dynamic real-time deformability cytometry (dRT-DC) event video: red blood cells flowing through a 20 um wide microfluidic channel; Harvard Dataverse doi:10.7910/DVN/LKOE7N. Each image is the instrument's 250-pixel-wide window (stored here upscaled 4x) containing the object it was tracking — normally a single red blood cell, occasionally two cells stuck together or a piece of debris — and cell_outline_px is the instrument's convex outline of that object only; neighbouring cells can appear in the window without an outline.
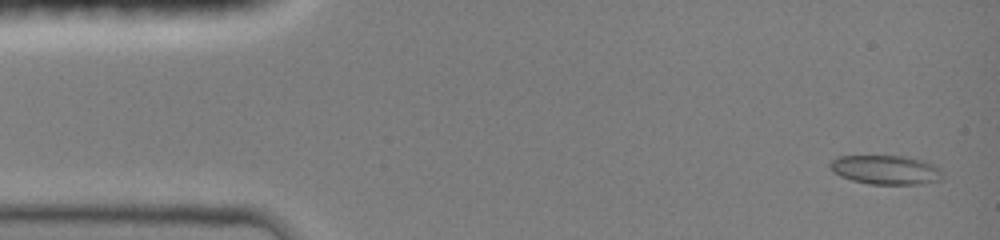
{"species": "common noctule bat (a hibernating species)", "species_latin": "Nyctalus noctula", "temperature_condition": "room temperature", "stored_images_in_passage": 47, "camera_frame_rate_fps": 3000, "um_per_image_px": 0.085, "animal": {"sex": "female", "body_mass_g": 19.0, "forearm_length_mm": 51.5}, "frame": {"image": 1, "passage_image": 2, "time_ms": 0.333, "image_size_px": [1000, 240], "cell_outline_px": [[944, 180], [920, 184], [868, 184], [852, 180], [840, 176], [832, 172], [828, 168], [828, 164], [836, 156], [908, 156], [924, 160], [940, 168], [944, 172]], "centroid_in_image_um": [75.31, 14.43], "position_along_channel_um": 9.7, "area_um2": 19.59}}
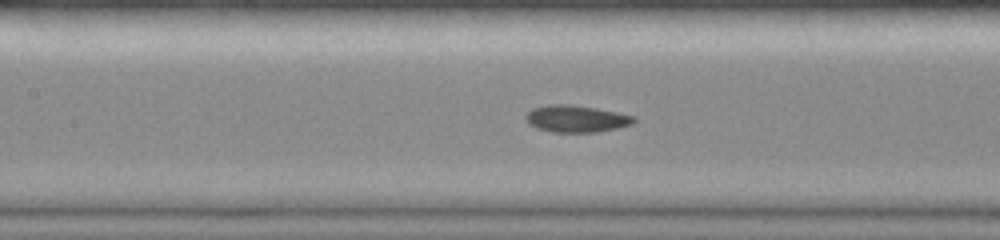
{"frame": {"image": 2, "passage_image": 21, "time_ms": 6.667, "image_size_px": [1000, 240], "cell_outline_px": [[636, 120], [632, 124], [616, 128], [596, 132], [552, 132], [536, 128], [528, 124], [524, 116], [532, 108], [548, 104], [568, 104], [596, 108], [636, 116]], "centroid_in_image_um": [48.95, 10.09], "position_along_channel_um": 158.4, "area_um2": 17.05}}
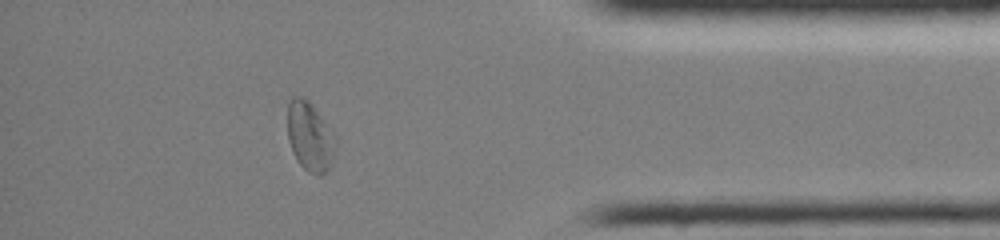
{"frame": {"image": 3, "passage_image": 41, "time_ms": 13.333, "image_size_px": [1000, 240], "cell_outline_px": [[340, 140], [332, 164], [320, 176], [316, 176], [308, 172], [296, 160], [292, 152], [288, 140], [288, 100], [292, 96], [300, 96], [308, 100]], "centroid_in_image_um": [26.38, 11.63], "position_along_channel_um": 408.8, "area_um2": 20.0}, "authors_computed_cell_mechanics": {"area_um2": 16.9354, "velocity_mm_per_s": 4.0458, "shape_relaxation_time_tau1_ms": 9.6867, "shape_relaxation_time_tau2_ms": 2.3247, "deformation_change_tau1": 0.2118, "deformation_change_tau2": 0.069}}